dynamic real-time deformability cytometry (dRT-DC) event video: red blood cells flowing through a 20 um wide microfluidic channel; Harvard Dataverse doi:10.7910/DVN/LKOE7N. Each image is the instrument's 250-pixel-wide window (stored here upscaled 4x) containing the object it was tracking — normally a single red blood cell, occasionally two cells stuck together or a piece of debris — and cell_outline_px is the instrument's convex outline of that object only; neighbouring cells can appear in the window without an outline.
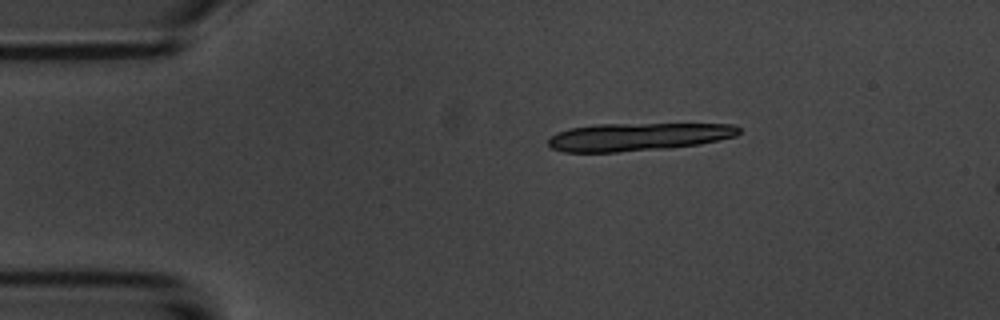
{"species": "common noctule bat (a hibernating species)", "species_latin": "Nyctalus noctula", "temperature_condition": "room temperature", "stored_images_in_passage": 6, "segment_of_instrument_passage": [2, 2], "camera_frame_rate_fps": 3000, "um_per_image_px": 0.085, "animal": {"sex": "male", "body_mass_g": 20.1, "forearm_length_mm": 53.5}, "frame": {"image": 1, "passage_image": 6, "time_ms": 5.333, "image_size_px": [1000, 320], "cell_outline_px": [[740, 132], [736, 136], [700, 144], [664, 148], [616, 152], [564, 152], [552, 148], [548, 144], [548, 140], [556, 132], [568, 128], [596, 124], [736, 124], [740, 128]], "centroid_in_image_um": [54.21, 11.62], "position_along_channel_um": 30.8, "area_um2": 30.92}}